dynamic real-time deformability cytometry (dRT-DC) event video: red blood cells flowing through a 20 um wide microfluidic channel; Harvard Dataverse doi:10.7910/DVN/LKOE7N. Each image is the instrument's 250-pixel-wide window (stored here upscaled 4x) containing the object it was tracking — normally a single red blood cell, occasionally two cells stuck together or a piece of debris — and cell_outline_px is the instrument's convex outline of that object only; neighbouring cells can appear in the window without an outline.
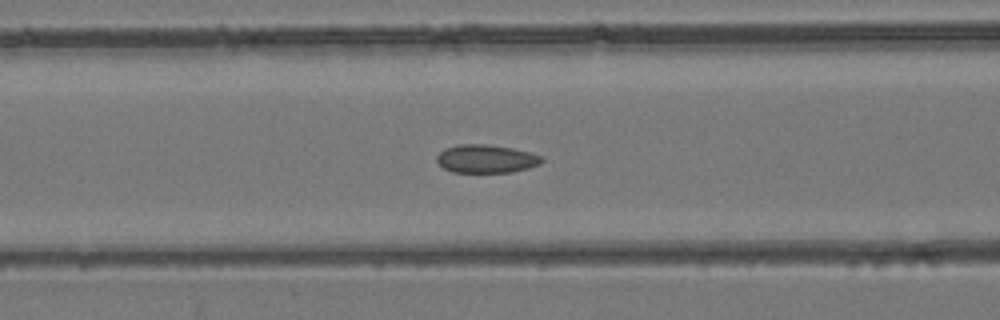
{"species": "common noctule bat (a hibernating species)", "species_latin": "Nyctalus noctula", "temperature_condition": "room temperature", "stored_images_in_passage": 46, "camera_frame_rate_fps": 3000, "um_per_image_px": 0.085, "animal": {"sex": "female", "body_mass_g": 24.6, "forearm_length_mm": 56.2}, "frame": {"image": 1, "passage_image": 18, "time_ms": 5.667, "image_size_px": [1000, 320], "cell_outline_px": [[544, 160], [540, 164], [528, 168], [512, 172], [452, 172], [444, 168], [436, 160], [436, 156], [444, 148], [456, 144], [488, 144], [512, 148], [544, 156]], "centroid_in_image_um": [41.32, 13.49], "position_along_channel_um": 125.3, "area_um2": 17.4}}
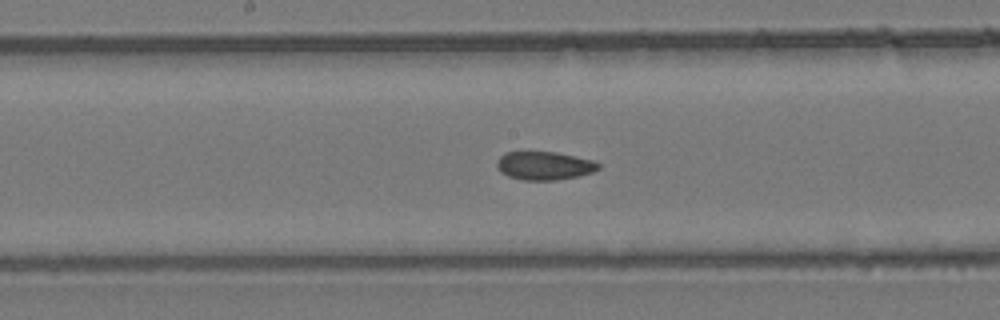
{"frame": {"image": 2, "passage_image": 23, "time_ms": 7.333, "image_size_px": [1000, 320], "cell_outline_px": [[600, 168], [592, 172], [580, 176], [556, 180], [524, 180], [508, 176], [500, 172], [496, 164], [496, 160], [504, 152], [556, 152], [576, 156], [592, 160], [600, 164]], "centroid_in_image_um": [46.26, 14.08], "position_along_channel_um": 201.9, "area_um2": 16.88}}
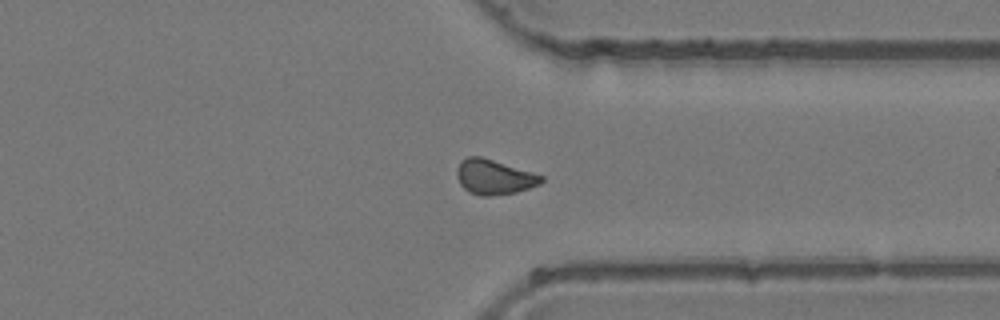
{"frame": {"image": 3, "passage_image": 34, "time_ms": 11.0, "image_size_px": [1000, 320], "cell_outline_px": [[544, 180], [540, 184], [516, 192], [492, 196], [480, 196], [468, 192], [460, 184], [456, 176], [456, 172], [460, 160], [468, 156], [480, 156], [532, 172], [544, 176]], "centroid_in_image_um": [41.97, 15.05], "position_along_channel_um": 369.4, "area_um2": 17.22}}